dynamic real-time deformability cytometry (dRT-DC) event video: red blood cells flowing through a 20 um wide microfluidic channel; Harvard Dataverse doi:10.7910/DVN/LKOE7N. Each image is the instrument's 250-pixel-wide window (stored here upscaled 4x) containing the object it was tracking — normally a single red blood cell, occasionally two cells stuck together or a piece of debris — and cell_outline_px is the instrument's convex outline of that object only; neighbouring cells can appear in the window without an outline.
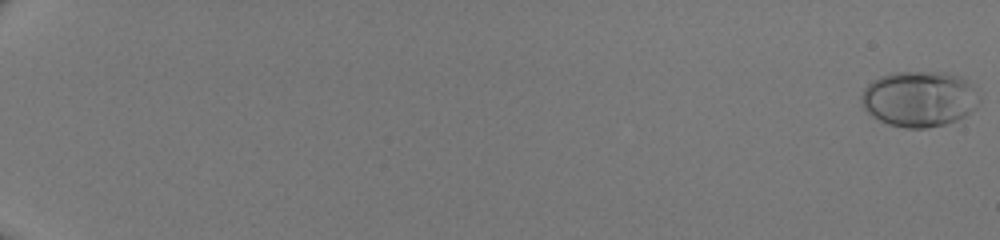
{"species": "human", "species_latin": "Homo sapiens", "temperature_condition": "room temperature", "stored_images_in_passage": 52, "camera_frame_rate_fps": 3000, "um_per_image_px": 0.085, "donor": {"sex": "male"}, "frame": {"image": 1, "passage_image": 1, "time_ms": 0.0, "image_size_px": [1000, 240], "cell_outline_px": [[980, 100], [976, 108], [964, 116], [956, 120], [944, 124], [924, 128], [908, 128], [888, 124], [872, 116], [864, 108], [860, 100], [860, 96], [864, 88], [872, 80], [880, 76], [896, 72], [948, 72], [960, 76], [968, 80], [980, 96]], "centroid_in_image_um": [78.15, 8.39], "position_along_channel_um": 6.9, "area_um2": 38.49}}
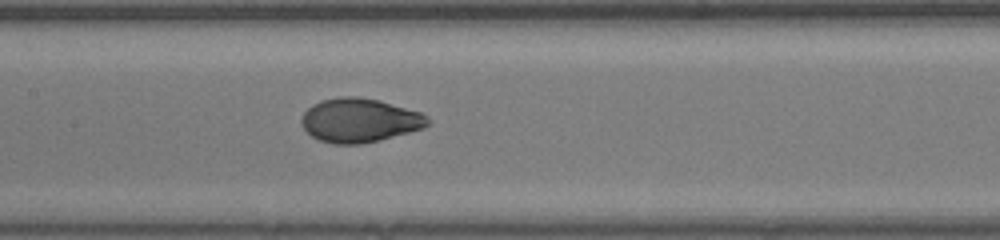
{"frame": {"image": 2, "passage_image": 30, "time_ms": 9.667, "image_size_px": [1000, 240], "cell_outline_px": [[432, 120], [424, 128], [380, 140], [360, 144], [332, 144], [320, 140], [312, 136], [304, 128], [300, 120], [304, 112], [312, 104], [320, 100], [336, 96], [356, 96], [380, 100], [420, 112], [428, 116]], "centroid_in_image_um": [30.57, 10.21], "position_along_channel_um": 176.8, "area_um2": 32.6}}
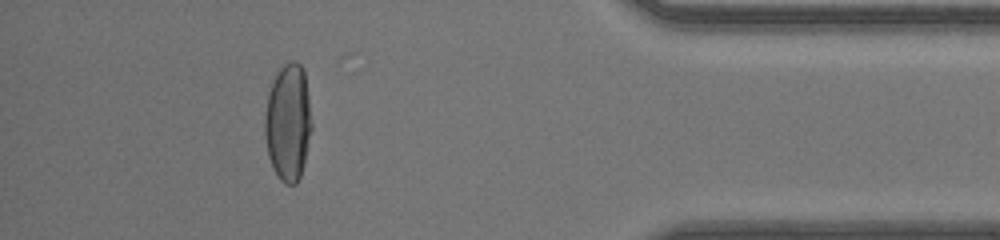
{"frame": {"image": 3, "passage_image": 48, "time_ms": 15.667, "image_size_px": [1000, 240], "cell_outline_px": [[312, 128], [304, 164], [300, 176], [296, 184], [284, 184], [280, 180], [272, 168], [268, 156], [264, 136], [264, 116], [268, 96], [276, 72], [288, 60], [296, 60], [304, 68], [312, 124]], "centroid_in_image_um": [24.48, 10.4], "position_along_channel_um": 410.7, "area_um2": 32.37}}